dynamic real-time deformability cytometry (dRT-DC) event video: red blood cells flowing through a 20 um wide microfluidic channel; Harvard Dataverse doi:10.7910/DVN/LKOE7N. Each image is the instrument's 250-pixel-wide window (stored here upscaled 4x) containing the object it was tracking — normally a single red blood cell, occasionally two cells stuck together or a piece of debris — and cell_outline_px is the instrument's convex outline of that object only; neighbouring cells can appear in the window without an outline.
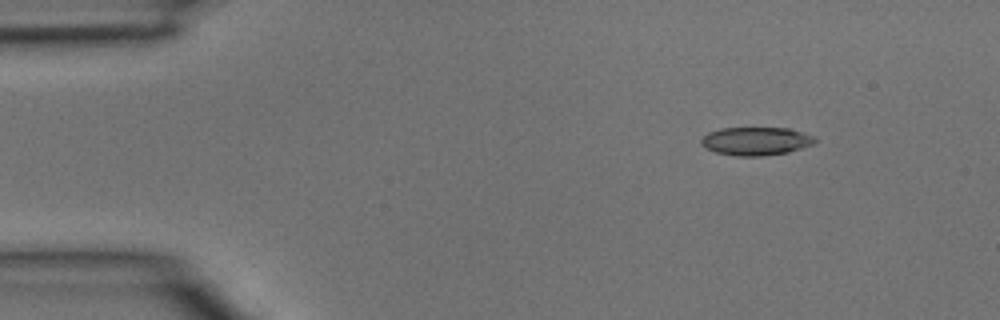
{"species": "common noctule bat (a hibernating species)", "species_latin": "Nyctalus noctula", "temperature_condition": "room temperature", "stored_images_in_passage": 3, "camera_frame_rate_fps": 3000, "um_per_image_px": 0.085, "animal": {"sex": "male", "body_mass_g": 15.6}, "frame": {"image": 1, "passage_image": 1, "time_ms": 0.0, "image_size_px": [1000, 320], "cell_outline_px": [[816, 140], [812, 144], [788, 152], [760, 156], [736, 156], [716, 152], [704, 148], [700, 144], [700, 140], [708, 132], [720, 128], [788, 128], [812, 136]], "centroid_in_image_um": [64.18, 12.0], "position_along_channel_um": 20.8, "area_um2": 18.55}}